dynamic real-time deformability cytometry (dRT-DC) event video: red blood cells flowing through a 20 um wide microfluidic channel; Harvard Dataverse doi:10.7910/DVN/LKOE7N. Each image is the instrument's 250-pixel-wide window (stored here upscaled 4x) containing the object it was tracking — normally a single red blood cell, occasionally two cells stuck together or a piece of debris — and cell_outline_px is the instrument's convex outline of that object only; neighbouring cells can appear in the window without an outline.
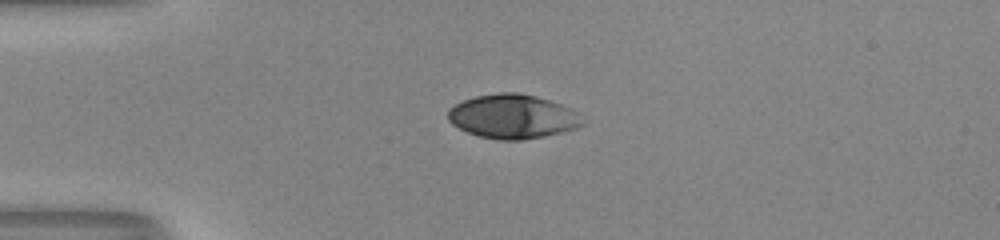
{"species": "human", "species_latin": "Homo sapiens", "temperature_condition": "room temperature", "stored_images_in_passage": 39, "camera_frame_rate_fps": 3000, "um_per_image_px": 0.085, "donor": {"sex": "male"}, "frame": {"image": 1, "passage_image": 1, "time_ms": 0.0, "image_size_px": [1000, 240], "cell_outline_px": [[580, 124], [576, 128], [544, 136], [520, 140], [500, 140], [480, 136], [468, 132], [452, 124], [448, 120], [448, 108], [464, 100], [476, 96], [500, 92], [516, 92], [536, 96], [572, 108], [576, 112]], "centroid_in_image_um": [43.52, 9.89], "position_along_channel_um": 41.5, "area_um2": 34.04}}
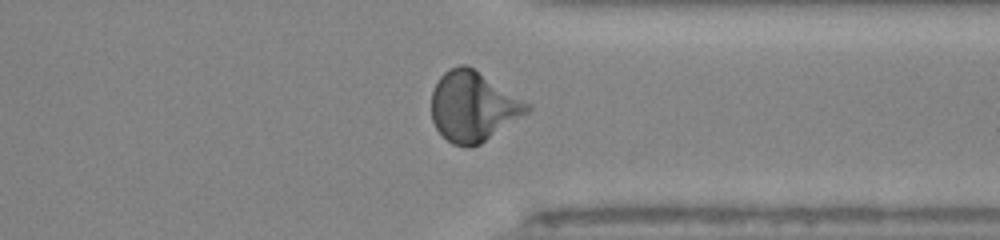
{"frame": {"image": 2, "passage_image": 28, "time_ms": 9.0, "image_size_px": [1000, 240], "cell_outline_px": [[532, 108], [528, 112], [480, 144], [472, 148], [468, 148], [452, 144], [436, 128], [432, 120], [432, 92], [440, 76], [448, 68], [460, 64], [468, 64], [532, 104]], "centroid_in_image_um": [40.23, 9.03], "position_along_channel_um": 371.2, "area_um2": 39.19}}
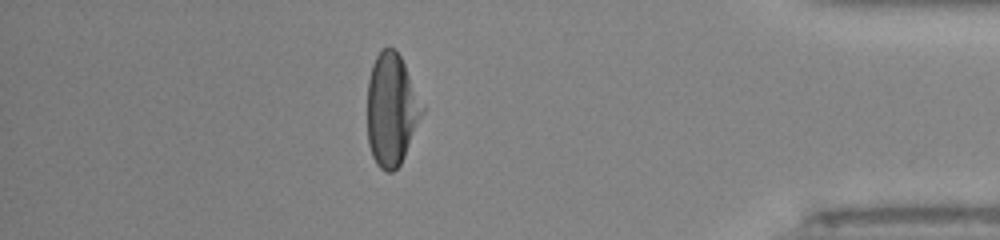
{"frame": {"image": 3, "passage_image": 33, "time_ms": 10.667, "image_size_px": [1000, 240], "cell_outline_px": [[424, 112], [404, 156], [400, 164], [392, 172], [388, 172], [380, 168], [376, 164], [372, 156], [368, 144], [368, 80], [372, 64], [380, 48], [388, 44], [396, 48], [404, 64], [424, 108]], "centroid_in_image_um": [33.26, 9.28], "position_along_channel_um": 401.9, "area_um2": 35.95}, "authors_computed_cell_mechanics": {"area_um2": 36.2984, "velocity_mm_per_s": 4.0501, "shape_relaxation_time_tau1_ms": 3.1718, "shape_relaxation_time_tau2_ms": null, "deformation_change_tau1": 0.1874, "deformation_change_tau2": null}}